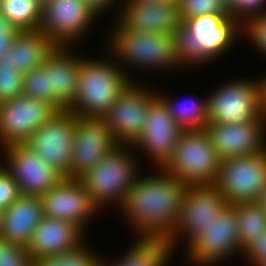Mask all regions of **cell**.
I'll use <instances>...</instances> for the list:
<instances>
[{
    "label": "cell",
    "mask_w": 266,
    "mask_h": 266,
    "mask_svg": "<svg viewBox=\"0 0 266 266\" xmlns=\"http://www.w3.org/2000/svg\"><path fill=\"white\" fill-rule=\"evenodd\" d=\"M242 32L246 38L255 45L261 53L266 55V13L257 18H252L242 27ZM248 36V37H247Z\"/></svg>",
    "instance_id": "d590c367"
},
{
    "label": "cell",
    "mask_w": 266,
    "mask_h": 266,
    "mask_svg": "<svg viewBox=\"0 0 266 266\" xmlns=\"http://www.w3.org/2000/svg\"><path fill=\"white\" fill-rule=\"evenodd\" d=\"M111 27L107 54L125 73L126 66L159 71L182 67L176 56L175 34L127 30L116 19Z\"/></svg>",
    "instance_id": "3957f363"
},
{
    "label": "cell",
    "mask_w": 266,
    "mask_h": 266,
    "mask_svg": "<svg viewBox=\"0 0 266 266\" xmlns=\"http://www.w3.org/2000/svg\"><path fill=\"white\" fill-rule=\"evenodd\" d=\"M183 130L172 116L168 105L157 95L150 103L142 135L132 147L138 149L135 152L140 150L147 155L155 169L164 168L173 156Z\"/></svg>",
    "instance_id": "9a60e30c"
},
{
    "label": "cell",
    "mask_w": 266,
    "mask_h": 266,
    "mask_svg": "<svg viewBox=\"0 0 266 266\" xmlns=\"http://www.w3.org/2000/svg\"><path fill=\"white\" fill-rule=\"evenodd\" d=\"M23 94L53 104L59 111L67 108L50 91L49 74L44 71V64L25 73Z\"/></svg>",
    "instance_id": "f546056e"
},
{
    "label": "cell",
    "mask_w": 266,
    "mask_h": 266,
    "mask_svg": "<svg viewBox=\"0 0 266 266\" xmlns=\"http://www.w3.org/2000/svg\"><path fill=\"white\" fill-rule=\"evenodd\" d=\"M3 215H4V209L0 207V229L2 227Z\"/></svg>",
    "instance_id": "ee69618b"
},
{
    "label": "cell",
    "mask_w": 266,
    "mask_h": 266,
    "mask_svg": "<svg viewBox=\"0 0 266 266\" xmlns=\"http://www.w3.org/2000/svg\"><path fill=\"white\" fill-rule=\"evenodd\" d=\"M133 1H146V2H164V1H178V0H133Z\"/></svg>",
    "instance_id": "7bdbcfd3"
},
{
    "label": "cell",
    "mask_w": 266,
    "mask_h": 266,
    "mask_svg": "<svg viewBox=\"0 0 266 266\" xmlns=\"http://www.w3.org/2000/svg\"><path fill=\"white\" fill-rule=\"evenodd\" d=\"M18 184L13 175L0 165V207L9 208L20 196Z\"/></svg>",
    "instance_id": "e575fe53"
},
{
    "label": "cell",
    "mask_w": 266,
    "mask_h": 266,
    "mask_svg": "<svg viewBox=\"0 0 266 266\" xmlns=\"http://www.w3.org/2000/svg\"><path fill=\"white\" fill-rule=\"evenodd\" d=\"M59 110L50 102L19 95L0 104V146L25 143Z\"/></svg>",
    "instance_id": "5bb4252c"
},
{
    "label": "cell",
    "mask_w": 266,
    "mask_h": 266,
    "mask_svg": "<svg viewBox=\"0 0 266 266\" xmlns=\"http://www.w3.org/2000/svg\"><path fill=\"white\" fill-rule=\"evenodd\" d=\"M228 205L224 195L214 185L187 186L180 217L167 240L176 250L175 246L181 238H186V249Z\"/></svg>",
    "instance_id": "9c48e42d"
},
{
    "label": "cell",
    "mask_w": 266,
    "mask_h": 266,
    "mask_svg": "<svg viewBox=\"0 0 266 266\" xmlns=\"http://www.w3.org/2000/svg\"><path fill=\"white\" fill-rule=\"evenodd\" d=\"M237 228L235 206L229 204L185 249L186 260L195 266H218L243 254Z\"/></svg>",
    "instance_id": "52a82bcc"
},
{
    "label": "cell",
    "mask_w": 266,
    "mask_h": 266,
    "mask_svg": "<svg viewBox=\"0 0 266 266\" xmlns=\"http://www.w3.org/2000/svg\"><path fill=\"white\" fill-rule=\"evenodd\" d=\"M266 13V0H234L228 9L230 17L235 19L242 27L252 18Z\"/></svg>",
    "instance_id": "836d02e7"
},
{
    "label": "cell",
    "mask_w": 266,
    "mask_h": 266,
    "mask_svg": "<svg viewBox=\"0 0 266 266\" xmlns=\"http://www.w3.org/2000/svg\"><path fill=\"white\" fill-rule=\"evenodd\" d=\"M208 123L238 124L260 117L261 81L235 79L207 97Z\"/></svg>",
    "instance_id": "ba28073f"
},
{
    "label": "cell",
    "mask_w": 266,
    "mask_h": 266,
    "mask_svg": "<svg viewBox=\"0 0 266 266\" xmlns=\"http://www.w3.org/2000/svg\"><path fill=\"white\" fill-rule=\"evenodd\" d=\"M256 202L262 209L266 211V187L260 192Z\"/></svg>",
    "instance_id": "60d3db41"
},
{
    "label": "cell",
    "mask_w": 266,
    "mask_h": 266,
    "mask_svg": "<svg viewBox=\"0 0 266 266\" xmlns=\"http://www.w3.org/2000/svg\"><path fill=\"white\" fill-rule=\"evenodd\" d=\"M39 198L44 217L71 222L83 231L87 230V222L101 211L78 179L65 178Z\"/></svg>",
    "instance_id": "e0dca14e"
},
{
    "label": "cell",
    "mask_w": 266,
    "mask_h": 266,
    "mask_svg": "<svg viewBox=\"0 0 266 266\" xmlns=\"http://www.w3.org/2000/svg\"><path fill=\"white\" fill-rule=\"evenodd\" d=\"M98 17L85 0H47L41 8L39 30L56 46L73 49Z\"/></svg>",
    "instance_id": "30bf717a"
},
{
    "label": "cell",
    "mask_w": 266,
    "mask_h": 266,
    "mask_svg": "<svg viewBox=\"0 0 266 266\" xmlns=\"http://www.w3.org/2000/svg\"><path fill=\"white\" fill-rule=\"evenodd\" d=\"M131 246L112 264L102 258V266H168L175 253L167 237H138Z\"/></svg>",
    "instance_id": "d4e9b609"
},
{
    "label": "cell",
    "mask_w": 266,
    "mask_h": 266,
    "mask_svg": "<svg viewBox=\"0 0 266 266\" xmlns=\"http://www.w3.org/2000/svg\"><path fill=\"white\" fill-rule=\"evenodd\" d=\"M43 218L40 198L21 195L9 208L4 209L0 238L28 247Z\"/></svg>",
    "instance_id": "603a6c76"
},
{
    "label": "cell",
    "mask_w": 266,
    "mask_h": 266,
    "mask_svg": "<svg viewBox=\"0 0 266 266\" xmlns=\"http://www.w3.org/2000/svg\"><path fill=\"white\" fill-rule=\"evenodd\" d=\"M222 5L228 10L232 5L234 0H220Z\"/></svg>",
    "instance_id": "b9f144b4"
},
{
    "label": "cell",
    "mask_w": 266,
    "mask_h": 266,
    "mask_svg": "<svg viewBox=\"0 0 266 266\" xmlns=\"http://www.w3.org/2000/svg\"><path fill=\"white\" fill-rule=\"evenodd\" d=\"M214 186L229 204L256 202L266 187V151L222 160Z\"/></svg>",
    "instance_id": "8fae6325"
},
{
    "label": "cell",
    "mask_w": 266,
    "mask_h": 266,
    "mask_svg": "<svg viewBox=\"0 0 266 266\" xmlns=\"http://www.w3.org/2000/svg\"><path fill=\"white\" fill-rule=\"evenodd\" d=\"M20 30L0 12V55L10 50L15 36Z\"/></svg>",
    "instance_id": "74e56055"
},
{
    "label": "cell",
    "mask_w": 266,
    "mask_h": 266,
    "mask_svg": "<svg viewBox=\"0 0 266 266\" xmlns=\"http://www.w3.org/2000/svg\"><path fill=\"white\" fill-rule=\"evenodd\" d=\"M77 115L59 111L25 142L37 155L70 178Z\"/></svg>",
    "instance_id": "7c38bea8"
},
{
    "label": "cell",
    "mask_w": 266,
    "mask_h": 266,
    "mask_svg": "<svg viewBox=\"0 0 266 266\" xmlns=\"http://www.w3.org/2000/svg\"><path fill=\"white\" fill-rule=\"evenodd\" d=\"M261 81V107L262 112L266 116V77L260 79Z\"/></svg>",
    "instance_id": "ab89813d"
},
{
    "label": "cell",
    "mask_w": 266,
    "mask_h": 266,
    "mask_svg": "<svg viewBox=\"0 0 266 266\" xmlns=\"http://www.w3.org/2000/svg\"><path fill=\"white\" fill-rule=\"evenodd\" d=\"M85 233L71 222L44 217L27 247L35 262L43 257L76 250L85 243Z\"/></svg>",
    "instance_id": "44dd1931"
},
{
    "label": "cell",
    "mask_w": 266,
    "mask_h": 266,
    "mask_svg": "<svg viewBox=\"0 0 266 266\" xmlns=\"http://www.w3.org/2000/svg\"><path fill=\"white\" fill-rule=\"evenodd\" d=\"M120 7L116 13L119 14L116 20L127 30L175 34L182 24L178 1L125 0Z\"/></svg>",
    "instance_id": "ffe728a7"
},
{
    "label": "cell",
    "mask_w": 266,
    "mask_h": 266,
    "mask_svg": "<svg viewBox=\"0 0 266 266\" xmlns=\"http://www.w3.org/2000/svg\"><path fill=\"white\" fill-rule=\"evenodd\" d=\"M131 82L102 117L120 145L132 146L142 135L151 101L158 95Z\"/></svg>",
    "instance_id": "2e32d148"
},
{
    "label": "cell",
    "mask_w": 266,
    "mask_h": 266,
    "mask_svg": "<svg viewBox=\"0 0 266 266\" xmlns=\"http://www.w3.org/2000/svg\"><path fill=\"white\" fill-rule=\"evenodd\" d=\"M36 1L38 4H40L41 6H43L47 0H34Z\"/></svg>",
    "instance_id": "f6af8a7d"
},
{
    "label": "cell",
    "mask_w": 266,
    "mask_h": 266,
    "mask_svg": "<svg viewBox=\"0 0 266 266\" xmlns=\"http://www.w3.org/2000/svg\"><path fill=\"white\" fill-rule=\"evenodd\" d=\"M131 78L110 55L101 59L83 56L76 99L67 110L79 117L102 118L134 82Z\"/></svg>",
    "instance_id": "277c9868"
},
{
    "label": "cell",
    "mask_w": 266,
    "mask_h": 266,
    "mask_svg": "<svg viewBox=\"0 0 266 266\" xmlns=\"http://www.w3.org/2000/svg\"><path fill=\"white\" fill-rule=\"evenodd\" d=\"M56 45L40 30L19 31L10 48V61L14 68L28 73L44 64Z\"/></svg>",
    "instance_id": "cb8c5ba5"
},
{
    "label": "cell",
    "mask_w": 266,
    "mask_h": 266,
    "mask_svg": "<svg viewBox=\"0 0 266 266\" xmlns=\"http://www.w3.org/2000/svg\"><path fill=\"white\" fill-rule=\"evenodd\" d=\"M85 245L83 243L76 250L63 254L43 257L35 261V266H102L103 257Z\"/></svg>",
    "instance_id": "f1b7e54d"
},
{
    "label": "cell",
    "mask_w": 266,
    "mask_h": 266,
    "mask_svg": "<svg viewBox=\"0 0 266 266\" xmlns=\"http://www.w3.org/2000/svg\"><path fill=\"white\" fill-rule=\"evenodd\" d=\"M24 76L11 64L10 50L0 55V104L23 94Z\"/></svg>",
    "instance_id": "4dcf8cb0"
},
{
    "label": "cell",
    "mask_w": 266,
    "mask_h": 266,
    "mask_svg": "<svg viewBox=\"0 0 266 266\" xmlns=\"http://www.w3.org/2000/svg\"><path fill=\"white\" fill-rule=\"evenodd\" d=\"M266 116L238 124L207 123L206 132L221 160L266 151Z\"/></svg>",
    "instance_id": "d6986e66"
},
{
    "label": "cell",
    "mask_w": 266,
    "mask_h": 266,
    "mask_svg": "<svg viewBox=\"0 0 266 266\" xmlns=\"http://www.w3.org/2000/svg\"><path fill=\"white\" fill-rule=\"evenodd\" d=\"M70 48L56 46L44 62V71L49 74L50 91L67 109L76 99L83 60L81 56L73 55L75 53Z\"/></svg>",
    "instance_id": "7402d4cb"
},
{
    "label": "cell",
    "mask_w": 266,
    "mask_h": 266,
    "mask_svg": "<svg viewBox=\"0 0 266 266\" xmlns=\"http://www.w3.org/2000/svg\"><path fill=\"white\" fill-rule=\"evenodd\" d=\"M42 6L34 0H2L0 12L22 30H39Z\"/></svg>",
    "instance_id": "83f0119b"
},
{
    "label": "cell",
    "mask_w": 266,
    "mask_h": 266,
    "mask_svg": "<svg viewBox=\"0 0 266 266\" xmlns=\"http://www.w3.org/2000/svg\"><path fill=\"white\" fill-rule=\"evenodd\" d=\"M221 161L206 130L189 129L180 133L173 156L163 169L188 186L214 185Z\"/></svg>",
    "instance_id": "8992f818"
},
{
    "label": "cell",
    "mask_w": 266,
    "mask_h": 266,
    "mask_svg": "<svg viewBox=\"0 0 266 266\" xmlns=\"http://www.w3.org/2000/svg\"><path fill=\"white\" fill-rule=\"evenodd\" d=\"M157 170L151 176L140 174L118 206L137 237H168L180 217L188 185L163 168Z\"/></svg>",
    "instance_id": "6da1fadb"
},
{
    "label": "cell",
    "mask_w": 266,
    "mask_h": 266,
    "mask_svg": "<svg viewBox=\"0 0 266 266\" xmlns=\"http://www.w3.org/2000/svg\"><path fill=\"white\" fill-rule=\"evenodd\" d=\"M242 34V26L228 13L184 19L175 32L178 62L184 69L187 64L200 65L217 60L234 46L236 38Z\"/></svg>",
    "instance_id": "7a4b0ae2"
},
{
    "label": "cell",
    "mask_w": 266,
    "mask_h": 266,
    "mask_svg": "<svg viewBox=\"0 0 266 266\" xmlns=\"http://www.w3.org/2000/svg\"><path fill=\"white\" fill-rule=\"evenodd\" d=\"M0 266H35L27 247L0 238Z\"/></svg>",
    "instance_id": "d6a6232c"
},
{
    "label": "cell",
    "mask_w": 266,
    "mask_h": 266,
    "mask_svg": "<svg viewBox=\"0 0 266 266\" xmlns=\"http://www.w3.org/2000/svg\"><path fill=\"white\" fill-rule=\"evenodd\" d=\"M119 1L122 2L121 0H85L87 5L93 11H95L98 16L101 15L102 12L104 14L105 11L109 10L110 8H114L113 6L115 5V3L116 5L117 3L122 4Z\"/></svg>",
    "instance_id": "f35d334b"
},
{
    "label": "cell",
    "mask_w": 266,
    "mask_h": 266,
    "mask_svg": "<svg viewBox=\"0 0 266 266\" xmlns=\"http://www.w3.org/2000/svg\"><path fill=\"white\" fill-rule=\"evenodd\" d=\"M134 150L132 146L120 145L78 178L100 210L108 204L118 207L136 183L142 168L137 165Z\"/></svg>",
    "instance_id": "5b68a950"
},
{
    "label": "cell",
    "mask_w": 266,
    "mask_h": 266,
    "mask_svg": "<svg viewBox=\"0 0 266 266\" xmlns=\"http://www.w3.org/2000/svg\"><path fill=\"white\" fill-rule=\"evenodd\" d=\"M242 255L250 266H257L266 259V230L243 250Z\"/></svg>",
    "instance_id": "8d00e7d4"
},
{
    "label": "cell",
    "mask_w": 266,
    "mask_h": 266,
    "mask_svg": "<svg viewBox=\"0 0 266 266\" xmlns=\"http://www.w3.org/2000/svg\"><path fill=\"white\" fill-rule=\"evenodd\" d=\"M233 205L237 215L241 249L244 250L266 230V211L257 202H241Z\"/></svg>",
    "instance_id": "484cf974"
},
{
    "label": "cell",
    "mask_w": 266,
    "mask_h": 266,
    "mask_svg": "<svg viewBox=\"0 0 266 266\" xmlns=\"http://www.w3.org/2000/svg\"><path fill=\"white\" fill-rule=\"evenodd\" d=\"M119 146L103 118L77 116L70 178L78 179Z\"/></svg>",
    "instance_id": "ac0fdd59"
},
{
    "label": "cell",
    "mask_w": 266,
    "mask_h": 266,
    "mask_svg": "<svg viewBox=\"0 0 266 266\" xmlns=\"http://www.w3.org/2000/svg\"><path fill=\"white\" fill-rule=\"evenodd\" d=\"M181 21L210 13H228L220 0H178Z\"/></svg>",
    "instance_id": "1f68e13d"
},
{
    "label": "cell",
    "mask_w": 266,
    "mask_h": 266,
    "mask_svg": "<svg viewBox=\"0 0 266 266\" xmlns=\"http://www.w3.org/2000/svg\"><path fill=\"white\" fill-rule=\"evenodd\" d=\"M257 266H266V259L262 262H260Z\"/></svg>",
    "instance_id": "bcb514c9"
},
{
    "label": "cell",
    "mask_w": 266,
    "mask_h": 266,
    "mask_svg": "<svg viewBox=\"0 0 266 266\" xmlns=\"http://www.w3.org/2000/svg\"><path fill=\"white\" fill-rule=\"evenodd\" d=\"M0 151L6 161L2 165L13 175L22 195L40 197L66 178L25 143L12 144Z\"/></svg>",
    "instance_id": "4fadbf2b"
},
{
    "label": "cell",
    "mask_w": 266,
    "mask_h": 266,
    "mask_svg": "<svg viewBox=\"0 0 266 266\" xmlns=\"http://www.w3.org/2000/svg\"><path fill=\"white\" fill-rule=\"evenodd\" d=\"M165 101L176 122L184 129H205L208 123L207 98L200 101L185 103L176 102L168 95L158 93Z\"/></svg>",
    "instance_id": "4316f807"
}]
</instances>
